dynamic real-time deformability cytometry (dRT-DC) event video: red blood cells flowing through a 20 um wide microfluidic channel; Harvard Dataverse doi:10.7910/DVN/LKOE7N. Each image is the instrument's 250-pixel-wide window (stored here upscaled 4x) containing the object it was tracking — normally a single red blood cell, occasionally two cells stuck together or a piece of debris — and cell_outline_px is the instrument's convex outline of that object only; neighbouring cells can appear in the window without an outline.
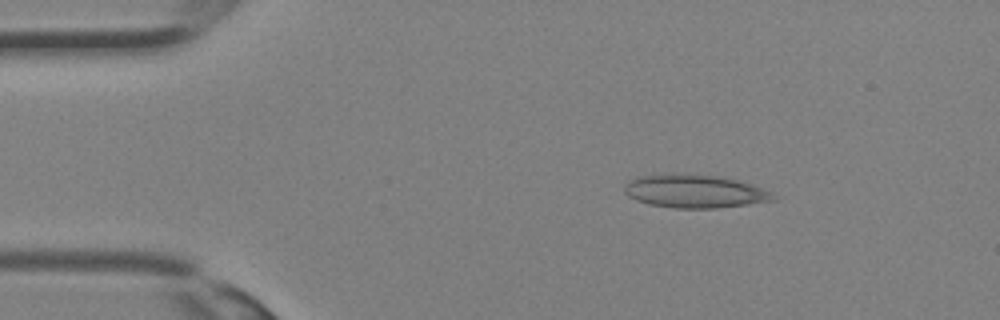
{"species": "Egyptian fruit bat (a non-hibernating species)", "species_latin": "Rousettus aegyptiacus", "temperature_condition": "room temperature", "stored_images_in_passage": 30, "camera_frame_rate_fps": 3000, "um_per_image_px": 0.085, "animal": {"sex": "female"}, "frame": {"image": 1, "passage_image": 1, "time_ms": 0.0, "image_size_px": [1000, 320], "cell_outline_px": [[776, 200], [748, 204], [716, 208], [672, 208], [648, 204], [636, 200], [628, 196], [624, 192], [624, 184], [640, 176], [676, 172], [724, 176], [752, 184], [772, 192], [776, 196]], "centroid_in_image_um": [59.06, 16.24], "position_along_channel_um": 25.9, "area_um2": 29.3}}
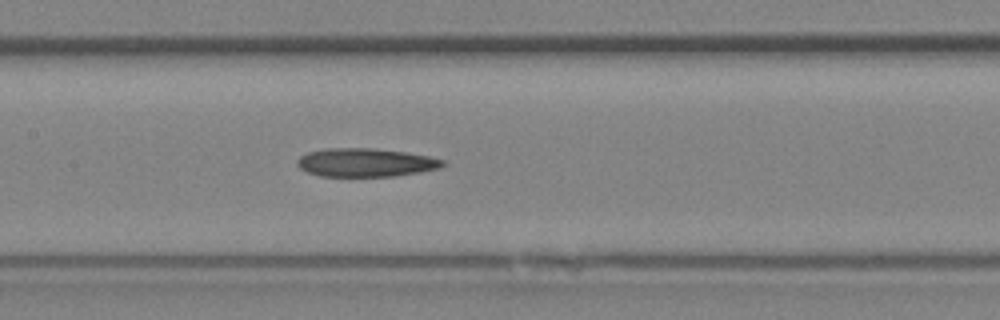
{"frame": {"image": 2, "passage_image": 12, "time_ms": 3.667, "image_size_px": [1000, 320], "cell_outline_px": [[444, 164], [440, 168], [420, 172], [396, 176], [320, 176], [308, 172], [300, 168], [296, 164], [296, 160], [300, 156], [308, 152], [324, 148], [372, 148], [408, 152], [428, 156], [444, 160]], "centroid_in_image_um": [31.06, 13.81], "position_along_channel_um": 176.3, "area_um2": 24.22}}
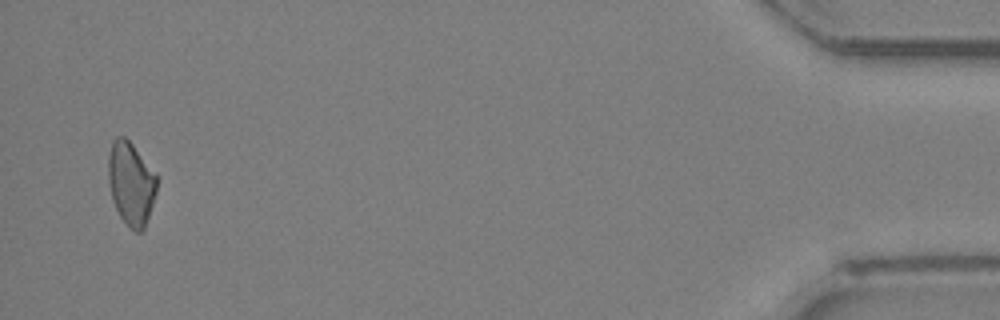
{"frame": {"image": 3, "passage_image": 29, "time_ms": 9.333, "image_size_px": [1000, 320], "cell_outline_px": [[156, 192], [144, 228], [140, 232], [136, 232], [128, 228], [120, 216], [112, 200], [108, 180], [108, 156], [112, 140], [116, 136], [124, 136], [132, 144], [156, 176]], "centroid_in_image_um": [11.09, 15.6], "position_along_channel_um": 424.1, "area_um2": 23.24}}